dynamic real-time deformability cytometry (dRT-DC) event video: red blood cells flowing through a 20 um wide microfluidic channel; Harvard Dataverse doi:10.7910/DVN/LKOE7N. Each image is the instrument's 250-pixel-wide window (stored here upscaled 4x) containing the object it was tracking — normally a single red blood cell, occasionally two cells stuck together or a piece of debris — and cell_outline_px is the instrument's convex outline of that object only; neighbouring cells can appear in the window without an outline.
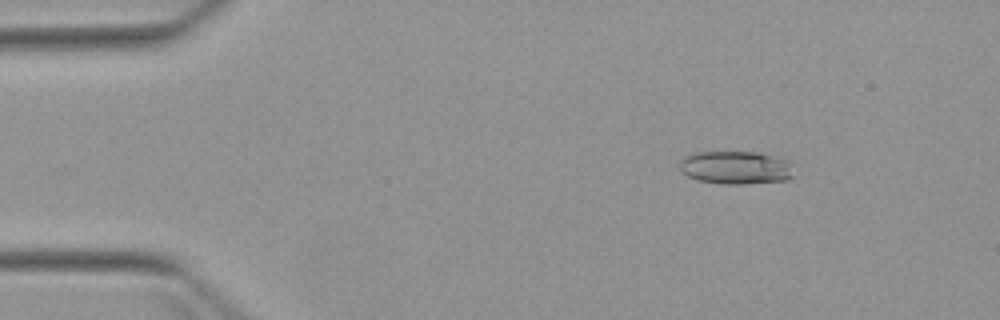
{"species": "Egyptian fruit bat (a non-hibernating species)", "species_latin": "Rousettus aegyptiacus", "temperature_condition": "warm", "stored_images_in_passage": 4, "camera_frame_rate_fps": 3000, "um_per_image_px": 0.085, "animal": {"sex": "female"}, "frame": {"image": 1, "passage_image": 2, "time_ms": 2.0, "image_size_px": [1000, 320], "cell_outline_px": [[792, 176], [788, 180], [744, 184], [724, 184], [696, 180], [680, 172], [680, 160], [684, 156], [700, 152], [756, 152], [792, 160]], "centroid_in_image_um": [62.56, 14.25], "position_along_channel_um": 22.4, "area_um2": 22.31}}